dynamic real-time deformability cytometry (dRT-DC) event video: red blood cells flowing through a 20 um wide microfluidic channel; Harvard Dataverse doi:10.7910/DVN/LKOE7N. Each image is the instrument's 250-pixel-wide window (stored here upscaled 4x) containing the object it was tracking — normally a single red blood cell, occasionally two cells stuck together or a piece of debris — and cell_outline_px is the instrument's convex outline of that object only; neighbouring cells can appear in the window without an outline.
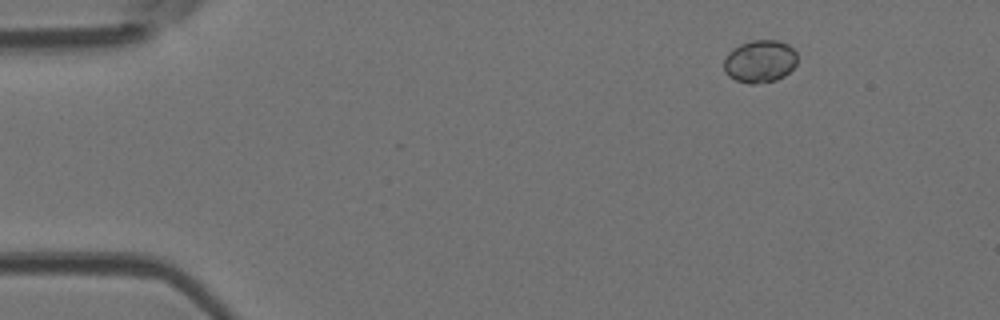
{"species": "Egyptian fruit bat (a non-hibernating species)", "species_latin": "Rousettus aegyptiacus", "temperature_condition": "room temperature", "stored_images_in_passage": 4, "camera_frame_rate_fps": 3000, "um_per_image_px": 0.085, "animal": {"sex": "female"}, "frame": {"image": 1, "passage_image": 2, "time_ms": 0.333, "image_size_px": [1000, 320], "cell_outline_px": [[796, 64], [784, 76], [776, 80], [756, 84], [748, 84], [736, 80], [728, 76], [724, 72], [724, 60], [728, 52], [740, 44], [752, 40], [776, 40], [788, 44], [796, 52]], "centroid_in_image_um": [64.57, 5.22], "position_along_channel_um": 20.4, "area_um2": 18.26}}